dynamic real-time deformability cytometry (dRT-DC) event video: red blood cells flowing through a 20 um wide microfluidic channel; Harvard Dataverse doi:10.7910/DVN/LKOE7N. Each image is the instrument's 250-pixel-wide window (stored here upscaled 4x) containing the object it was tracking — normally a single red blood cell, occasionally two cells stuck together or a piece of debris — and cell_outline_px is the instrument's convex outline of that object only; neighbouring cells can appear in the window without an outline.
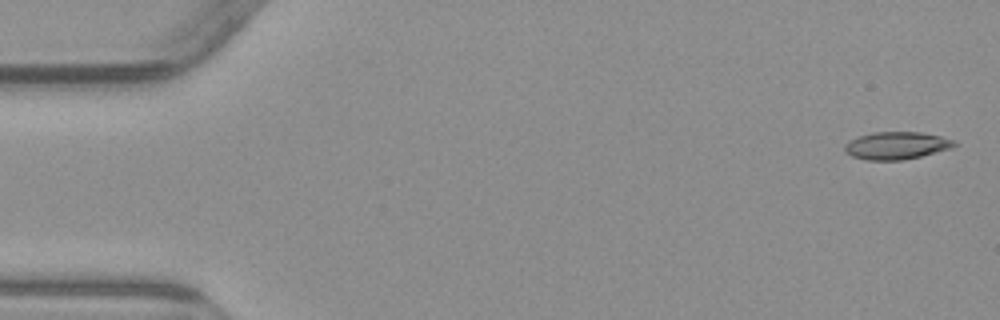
{"species": "common noctule bat (a hibernating species)", "species_latin": "Nyctalus noctula", "temperature_condition": "warm", "stored_images_in_passage": 8, "camera_frame_rate_fps": 3000, "um_per_image_px": 0.085, "animal": {"sex": "male", "body_mass_g": 23.1, "forearm_length_mm": 52.7}, "frame": {"image": 1, "passage_image": 1, "time_ms": 0.0, "image_size_px": [1000, 320], "cell_outline_px": [[960, 144], [952, 148], [920, 156], [900, 160], [864, 160], [852, 156], [844, 152], [844, 144], [848, 140], [872, 132], [920, 132], [940, 136], [956, 140]], "centroid_in_image_um": [76.2, 12.37], "position_along_channel_um": 8.8, "area_um2": 17.74}}